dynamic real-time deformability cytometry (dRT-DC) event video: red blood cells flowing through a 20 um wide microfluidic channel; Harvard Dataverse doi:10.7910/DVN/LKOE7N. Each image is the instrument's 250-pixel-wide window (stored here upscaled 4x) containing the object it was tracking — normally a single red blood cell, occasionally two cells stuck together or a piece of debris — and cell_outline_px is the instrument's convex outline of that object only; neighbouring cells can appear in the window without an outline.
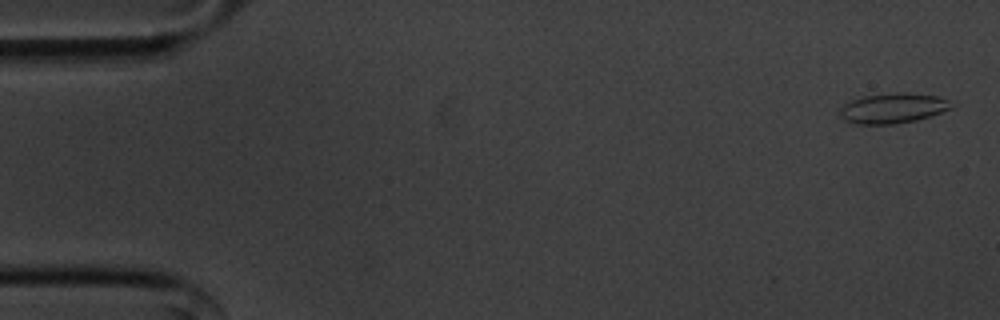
{"species": "common noctule bat (a hibernating species)", "species_latin": "Nyctalus noctula", "temperature_condition": "cold", "stored_images_in_passage": 55, "camera_frame_rate_fps": 3000, "um_per_image_px": 0.085, "animal": {"sex": "male", "body_mass_g": 20.1, "forearm_length_mm": 53.5}, "frame": {"image": 1, "passage_image": 2, "time_ms": 0.333, "image_size_px": [1000, 320], "cell_outline_px": [[956, 104], [952, 108], [916, 120], [896, 124], [856, 124], [844, 120], [840, 116], [840, 108], [844, 104], [852, 100], [864, 96], [896, 92], [908, 92], [936, 96], [948, 100]], "centroid_in_image_um": [75.9, 9.19], "position_along_channel_um": 9.1, "area_um2": 19.59}}
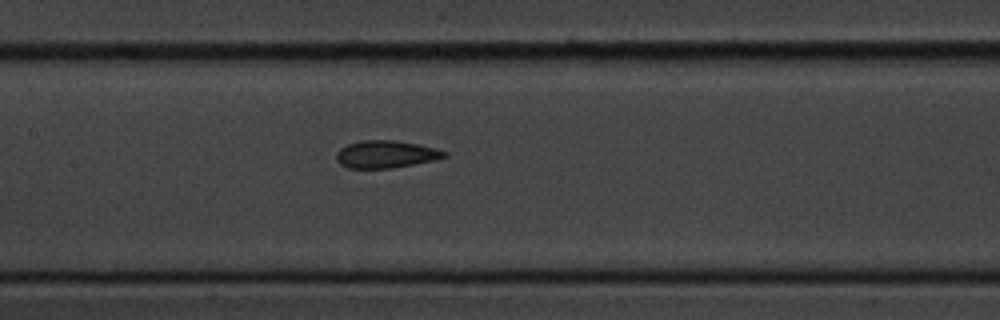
{"frame": {"image": 2, "passage_image": 26, "time_ms": 8.333, "image_size_px": [1000, 320], "cell_outline_px": [[448, 156], [436, 160], [392, 168], [348, 168], [340, 164], [336, 160], [336, 152], [340, 148], [348, 144], [360, 140], [392, 140], [416, 144], [436, 148], [448, 152]], "centroid_in_image_um": [32.8, 13.11], "position_along_channel_um": 174.6, "area_um2": 17.34}}
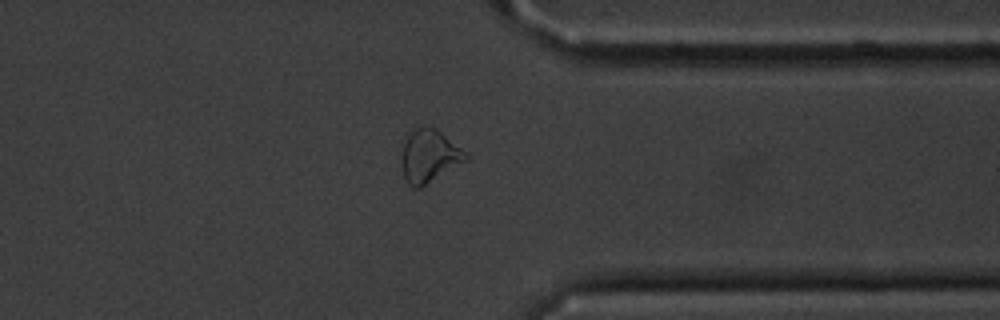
{"frame": {"image": 3, "passage_image": 43, "time_ms": 14.0, "image_size_px": [1000, 320], "cell_outline_px": [[468, 160], [420, 188], [412, 188], [408, 184], [404, 176], [400, 164], [400, 156], [404, 140], [408, 132], [416, 124], [436, 128], [468, 152]], "centroid_in_image_um": [36.45, 13.22], "position_along_channel_um": 374.9, "area_um2": 20.52}, "authors_computed_cell_mechanics": {"area_um2": 18.1492, "velocity_mm_per_s": 3.6218, "shape_relaxation_time_tau1_ms": 2.9963, "shape_relaxation_time_tau2_ms": 2.0036, "deformation_change_tau1": 0.0979, "deformation_change_tau2": 0.078}}